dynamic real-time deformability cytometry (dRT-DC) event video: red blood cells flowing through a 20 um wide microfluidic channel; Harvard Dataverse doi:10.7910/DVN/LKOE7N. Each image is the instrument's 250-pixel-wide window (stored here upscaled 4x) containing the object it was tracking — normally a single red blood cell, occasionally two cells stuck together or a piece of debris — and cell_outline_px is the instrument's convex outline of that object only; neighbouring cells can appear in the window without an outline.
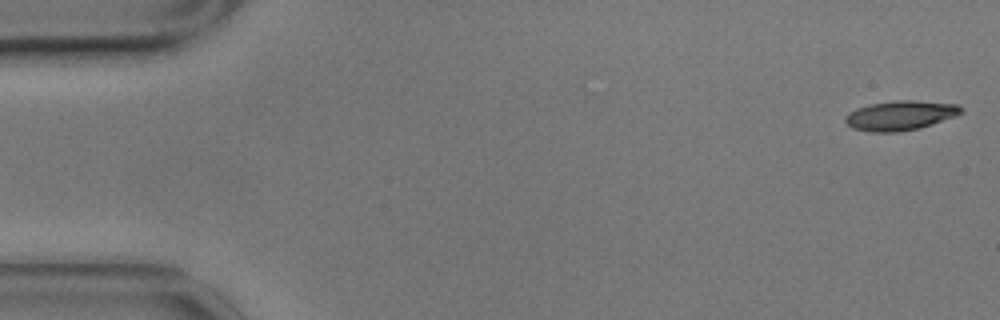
{"species": "common noctule bat (a hibernating species)", "species_latin": "Nyctalus noctula", "temperature_condition": "cold", "stored_images_in_passage": 7, "camera_frame_rate_fps": 3000, "um_per_image_px": 0.085, "animal": {"sex": "male", "body_mass_g": 17.9}, "frame": {"image": 1, "passage_image": 1, "time_ms": 0.0, "image_size_px": [1000, 320], "cell_outline_px": [[964, 112], [956, 116], [932, 124], [900, 132], [872, 132], [852, 128], [844, 120], [844, 116], [848, 112], [856, 108], [868, 104], [896, 100], [916, 100], [960, 104], [964, 108]], "centroid_in_image_um": [76.54, 9.8], "position_along_channel_um": 8.5, "area_um2": 20.23}}